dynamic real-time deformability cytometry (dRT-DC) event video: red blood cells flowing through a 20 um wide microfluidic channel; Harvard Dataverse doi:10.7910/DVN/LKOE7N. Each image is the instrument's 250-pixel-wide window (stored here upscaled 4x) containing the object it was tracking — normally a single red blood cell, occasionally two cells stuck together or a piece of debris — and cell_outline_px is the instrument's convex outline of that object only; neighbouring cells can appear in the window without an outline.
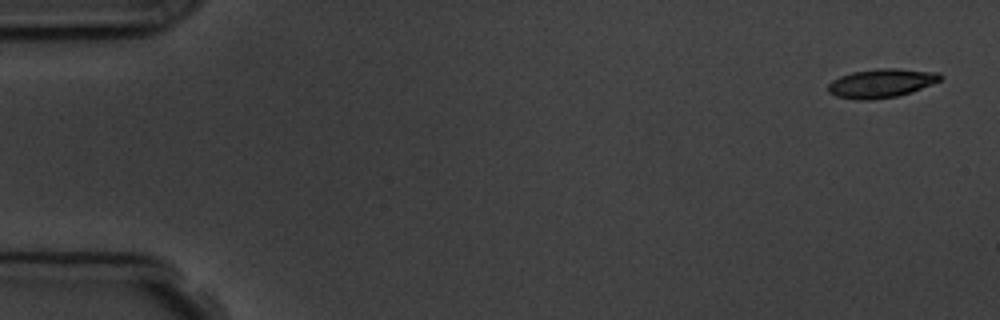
{"species": "common noctule bat (a hibernating species)", "species_latin": "Nyctalus noctula", "temperature_condition": "room temperature", "stored_images_in_passage": 5, "camera_frame_rate_fps": 3000, "um_per_image_px": 0.085, "animal": {"sex": "male", "body_mass_g": 19.5, "forearm_length_mm": 54.6}, "frame": {"image": 1, "passage_image": 1, "time_ms": 0.0, "image_size_px": [1000, 320], "cell_outline_px": [[944, 76], [940, 80], [912, 92], [896, 96], [872, 100], [856, 100], [836, 96], [828, 92], [828, 84], [832, 80], [840, 76], [852, 72], [880, 68], [896, 68], [940, 72]], "centroid_in_image_um": [74.91, 7.07], "position_along_channel_um": 10.1, "area_um2": 18.96}}
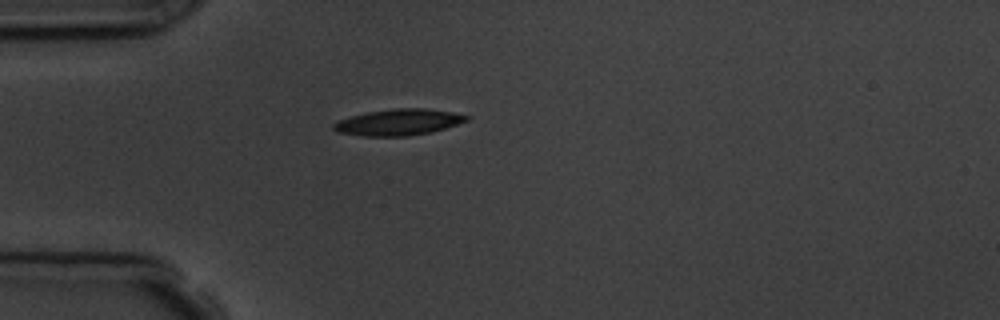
{"frame": {"image": 2, "passage_image": 5, "time_ms": 4.333, "image_size_px": [1000, 320], "cell_outline_px": [[468, 120], [432, 132], [408, 136], [360, 136], [336, 132], [332, 128], [332, 124], [340, 120], [352, 116], [368, 112], [392, 108], [424, 108], [452, 112], [468, 116]], "centroid_in_image_um": [33.83, 10.39], "position_along_channel_um": 51.2, "area_um2": 20.23}}